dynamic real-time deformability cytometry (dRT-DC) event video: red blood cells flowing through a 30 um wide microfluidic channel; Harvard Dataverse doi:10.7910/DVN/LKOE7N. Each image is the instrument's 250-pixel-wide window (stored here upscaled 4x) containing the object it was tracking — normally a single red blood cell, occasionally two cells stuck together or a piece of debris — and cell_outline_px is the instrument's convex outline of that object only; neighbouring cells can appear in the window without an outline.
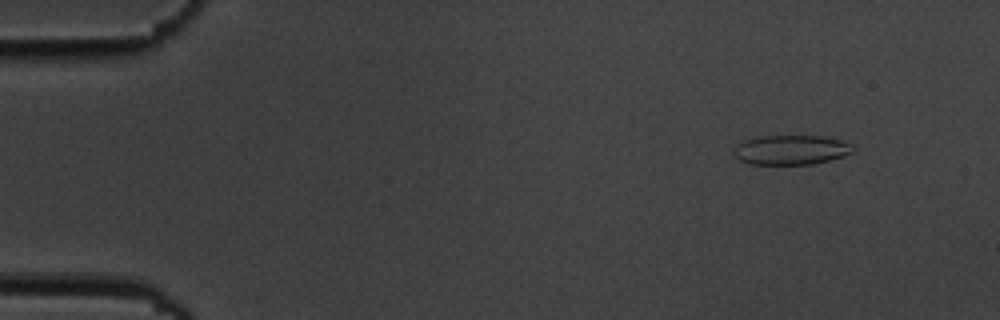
{"species": "common noctule bat (a hibernating species)", "species_latin": "Nyctalus noctula", "temperature_condition": "cold", "stored_images_in_passage": 10, "camera_frame_rate_fps": 3000, "um_per_image_px": 0.085, "animal": {"sex": "male", "body_mass_g": 19.5, "forearm_length_mm": 54.6}, "frame": {"image": 1, "passage_image": 1, "time_ms": 0.0, "image_size_px": [1000, 320], "cell_outline_px": [[856, 148], [852, 152], [844, 156], [812, 164], [748, 164], [740, 160], [732, 152], [736, 144], [744, 140], [760, 136], [824, 136], [844, 140], [852, 144]], "centroid_in_image_um": [67.25, 12.73], "position_along_channel_um": 17.7, "area_um2": 20.75}}
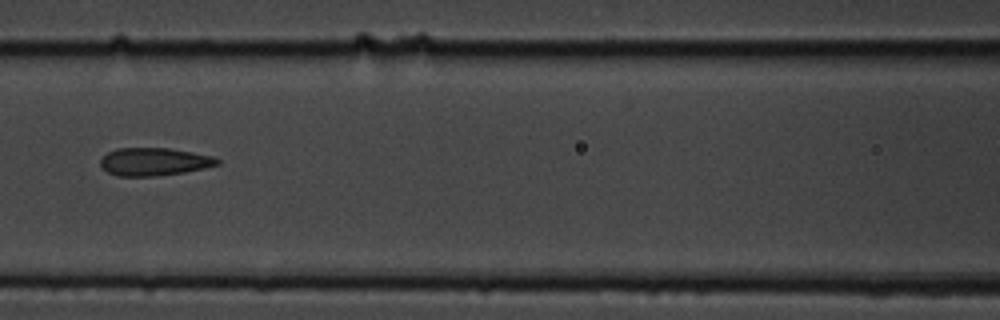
{"frame": {"image": 2, "passage_image": 7, "time_ms": 6.667, "image_size_px": [1000, 320], "cell_outline_px": [[220, 164], [204, 168], [184, 172], [156, 176], [116, 176], [108, 172], [100, 164], [100, 160], [108, 152], [116, 148], [168, 148], [192, 152], [212, 156], [220, 160]], "centroid_in_image_um": [13.1, 13.74], "position_along_channel_um": 153.5, "area_um2": 18.9}}
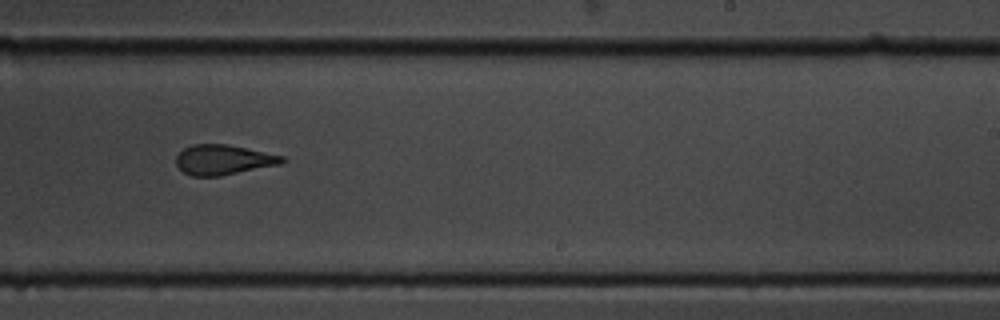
{"frame": {"image": 3, "passage_image": 10, "time_ms": 10.0, "image_size_px": [1000, 320], "cell_outline_px": [[288, 160], [280, 164], [220, 176], [192, 176], [184, 172], [176, 164], [176, 156], [184, 148], [192, 144], [228, 144], [284, 156]], "centroid_in_image_um": [18.99, 13.57], "position_along_channel_um": 270.0, "area_um2": 18.5}}